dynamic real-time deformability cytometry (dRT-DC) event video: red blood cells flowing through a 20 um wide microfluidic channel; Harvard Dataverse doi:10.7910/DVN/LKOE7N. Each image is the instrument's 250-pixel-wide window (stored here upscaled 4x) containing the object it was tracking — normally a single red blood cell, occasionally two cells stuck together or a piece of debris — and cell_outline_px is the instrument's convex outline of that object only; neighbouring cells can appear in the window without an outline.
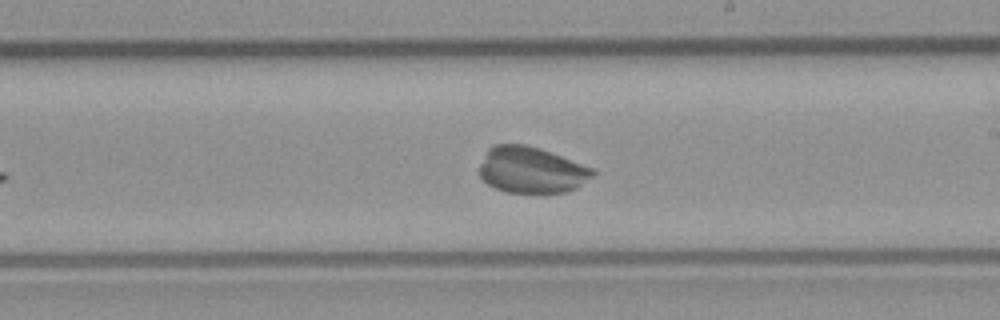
{"species": "common noctule bat (a hibernating species)", "species_latin": "Nyctalus noctula", "temperature_condition": "room temperature", "stored_images_in_passage": 40, "camera_frame_rate_fps": 3000, "um_per_image_px": 0.085, "animal": {"sex": "male", "body_mass_g": 23.1, "forearm_length_mm": 52.7}, "frame": {"image": 1, "passage_image": 21, "time_ms": 6.667, "image_size_px": [1000, 320], "cell_outline_px": [[596, 172], [592, 176], [576, 188], [564, 192], [508, 192], [496, 188], [488, 184], [480, 176], [480, 164], [488, 148], [496, 144], [524, 144], [540, 148], [596, 168]], "centroid_in_image_um": [45.19, 14.43], "position_along_channel_um": 243.8, "area_um2": 30.46}}
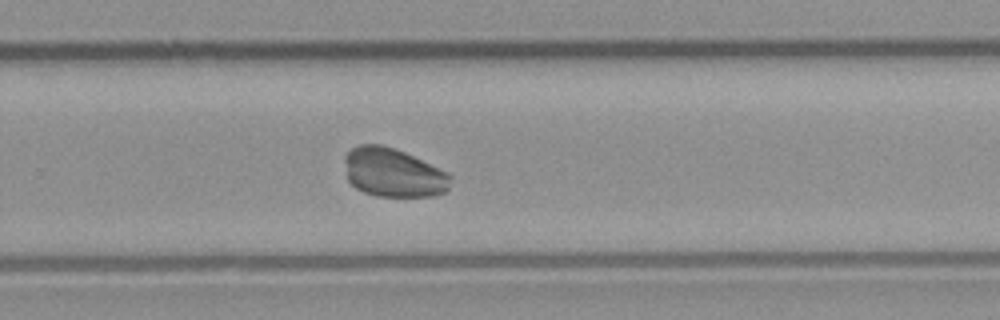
{"frame": {"image": 2, "passage_image": 25, "time_ms": 8.0, "image_size_px": [1000, 320], "cell_outline_px": [[452, 176], [448, 188], [444, 192], [436, 196], [376, 196], [364, 192], [356, 188], [348, 180], [344, 160], [344, 156], [352, 148], [360, 144], [380, 144], [404, 152], [448, 172]], "centroid_in_image_um": [33.42, 14.68], "position_along_channel_um": 296.4, "area_um2": 30.06}}
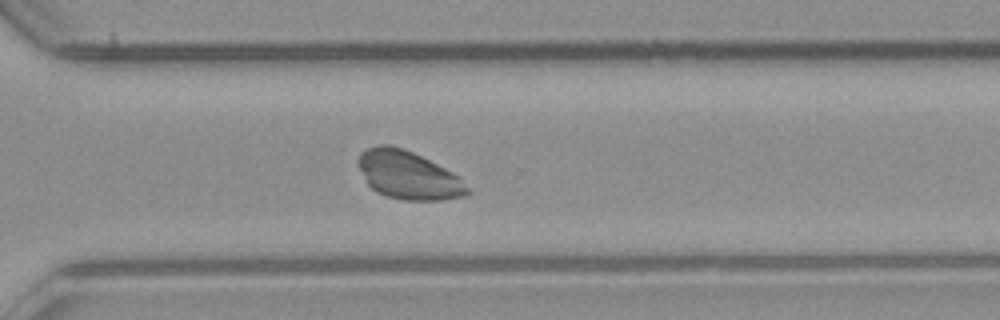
{"frame": {"image": 3, "passage_image": 28, "time_ms": 9.0, "image_size_px": [1000, 320], "cell_outline_px": [[472, 192], [464, 196], [444, 200], [404, 200], [388, 196], [376, 192], [368, 184], [356, 160], [360, 152], [376, 144], [388, 144], [404, 148], [460, 176]], "centroid_in_image_um": [34.71, 14.88], "position_along_channel_um": 335.9, "area_um2": 30.63}}